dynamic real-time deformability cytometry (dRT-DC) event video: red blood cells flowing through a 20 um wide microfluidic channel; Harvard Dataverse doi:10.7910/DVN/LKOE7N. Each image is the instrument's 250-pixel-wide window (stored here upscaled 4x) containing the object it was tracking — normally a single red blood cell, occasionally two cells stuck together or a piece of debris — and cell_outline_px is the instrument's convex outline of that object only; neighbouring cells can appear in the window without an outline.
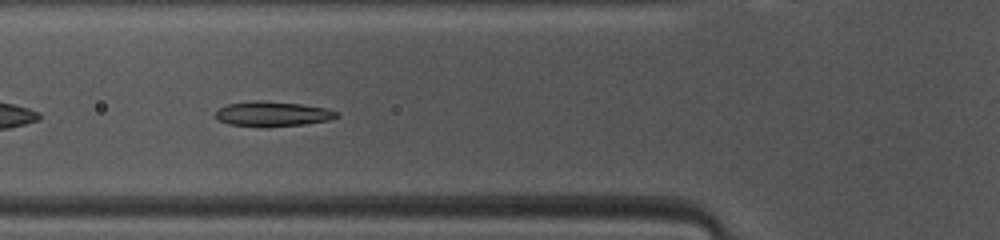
{"species": "common noctule bat (a hibernating species)", "species_latin": "Nyctalus noctula", "temperature_condition": "warm", "stored_images_in_passage": 40, "camera_frame_rate_fps": 3000, "um_per_image_px": 0.085, "animal": {"sex": "female", "body_mass_g": 10.0, "forearm_length_mm": 53.1}, "frame": {"image": 1, "passage_image": 8, "time_ms": 2.333, "image_size_px": [1000, 240], "cell_outline_px": [[340, 116], [328, 120], [304, 124], [228, 124], [216, 120], [216, 112], [220, 108], [228, 104], [256, 100], [260, 100], [300, 104], [328, 108], [340, 112]], "centroid_in_image_um": [23.22, 9.63], "position_along_channel_um": 102.6, "area_um2": 16.76}}
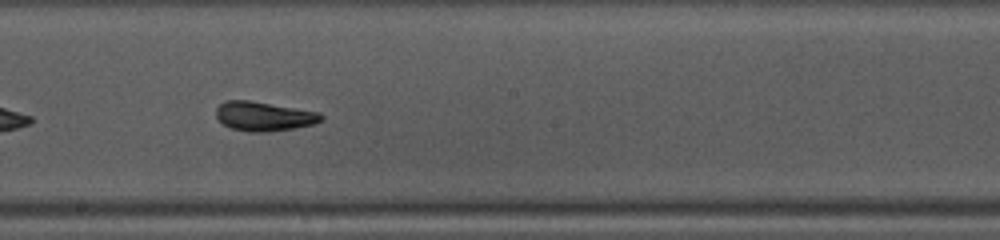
{"frame": {"image": 2, "passage_image": 17, "time_ms": 5.333, "image_size_px": [1000, 240], "cell_outline_px": [[324, 120], [316, 124], [268, 132], [248, 132], [232, 128], [224, 124], [216, 116], [216, 108], [224, 100], [248, 100], [320, 112], [324, 116]], "centroid_in_image_um": [22.46, 9.88], "position_along_channel_um": 225.7, "area_um2": 17.98}}
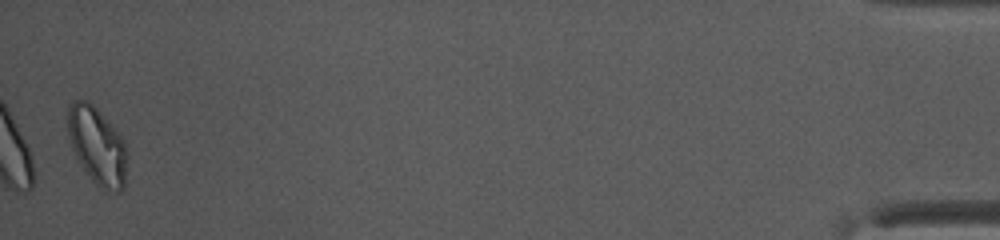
{"frame": {"image": 3, "passage_image": 39, "time_ms": 12.667, "image_size_px": [1000, 240], "cell_outline_px": [[128, 152], [124, 188], [120, 192], [116, 192], [96, 184], [92, 180], [76, 156], [72, 148], [68, 136], [68, 108], [72, 100], [88, 100], [96, 108], [124, 140]], "centroid_in_image_um": [8.28, 12.38], "position_along_channel_um": 426.9, "area_um2": 26.41}, "authors_computed_cell_mechanics": {"area_um2": 17.9758, "velocity_mm_per_s": 4.0933, "shape_relaxation_time_tau1_ms": 2.5674, "shape_relaxation_time_tau2_ms": 1.1185, "deformation_change_tau1": 0.137, "deformation_change_tau2": 0.0813}}